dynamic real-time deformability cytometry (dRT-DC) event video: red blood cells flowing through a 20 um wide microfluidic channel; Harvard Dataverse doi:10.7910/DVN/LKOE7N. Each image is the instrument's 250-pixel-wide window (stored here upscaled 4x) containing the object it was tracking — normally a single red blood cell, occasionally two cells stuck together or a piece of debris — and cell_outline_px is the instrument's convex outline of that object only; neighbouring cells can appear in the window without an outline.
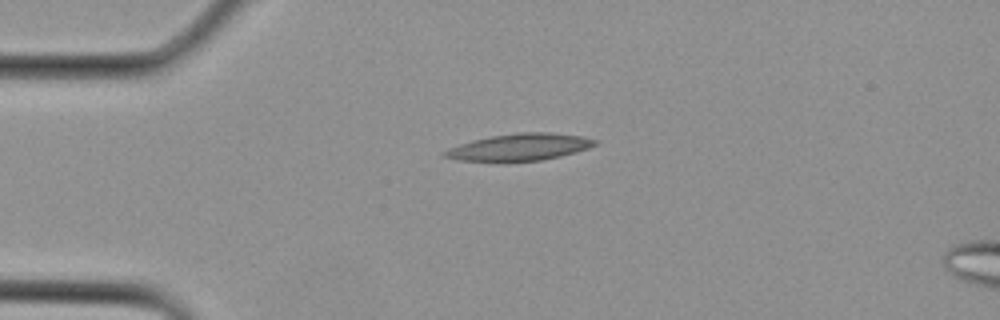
{"species": "Egyptian fruit bat (a non-hibernating species)", "species_latin": "Rousettus aegyptiacus", "temperature_condition": "cold", "stored_images_in_passage": 2, "camera_frame_rate_fps": 3000, "um_per_image_px": 0.085, "animal": {"sex": "female"}, "frame": {"image": 1, "passage_image": 1, "time_ms": 0.0, "image_size_px": [1000, 320], "cell_outline_px": [[600, 144], [576, 152], [560, 156], [540, 160], [500, 164], [456, 160], [440, 156], [440, 152], [460, 144], [472, 140], [492, 136], [516, 132], [552, 132], [580, 136], [600, 140]], "centroid_in_image_um": [44.11, 12.54], "position_along_channel_um": 40.9, "area_um2": 24.62}}